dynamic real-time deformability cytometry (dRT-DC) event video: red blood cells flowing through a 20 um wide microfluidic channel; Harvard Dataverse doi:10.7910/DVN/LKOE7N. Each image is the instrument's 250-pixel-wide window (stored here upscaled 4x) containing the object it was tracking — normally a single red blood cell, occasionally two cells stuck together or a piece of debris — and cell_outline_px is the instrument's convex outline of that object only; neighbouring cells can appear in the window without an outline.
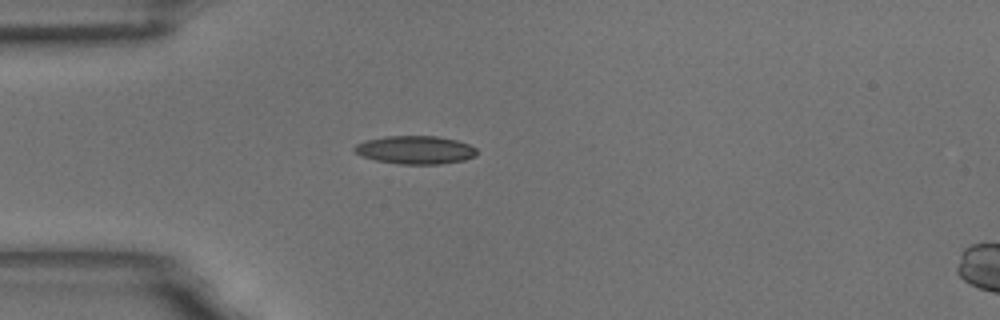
{"species": "common noctule bat (a hibernating species)", "species_latin": "Nyctalus noctula", "temperature_condition": "room temperature", "stored_images_in_passage": 31, "camera_frame_rate_fps": 3000, "um_per_image_px": 0.085, "animal": {"sex": "male", "body_mass_g": 18.8}, "frame": {"image": 1, "passage_image": 1, "time_ms": 0.0, "image_size_px": [1000, 320], "cell_outline_px": [[476, 156], [464, 160], [440, 164], [400, 164], [376, 160], [352, 152], [352, 148], [356, 144], [364, 140], [388, 136], [436, 136], [456, 140], [468, 144], [476, 148]], "centroid_in_image_um": [35.28, 12.74], "position_along_channel_um": 49.7, "area_um2": 20.11}}
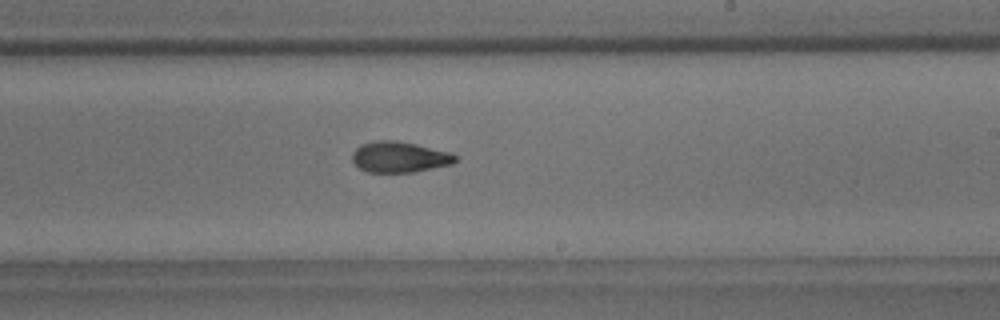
{"frame": {"image": 2, "passage_image": 19, "time_ms": 6.0, "image_size_px": [1000, 320], "cell_outline_px": [[456, 160], [452, 164], [412, 172], [368, 172], [360, 168], [352, 160], [352, 152], [360, 144], [376, 140], [396, 140], [416, 144], [448, 152], [456, 156]], "centroid_in_image_um": [33.91, 13.33], "position_along_channel_um": 255.1, "area_um2": 18.38}}
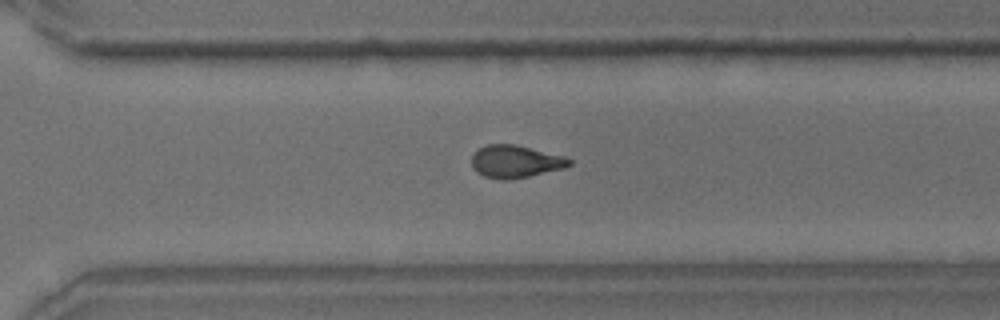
{"frame": {"image": 3, "passage_image": 25, "time_ms": 8.0, "image_size_px": [1000, 320], "cell_outline_px": [[572, 164], [564, 168], [528, 176], [508, 180], [500, 180], [484, 176], [476, 172], [472, 168], [472, 152], [488, 144], [516, 144], [564, 156], [572, 160]], "centroid_in_image_um": [43.79, 13.73], "position_along_channel_um": 326.8, "area_um2": 18.61}, "authors_computed_cell_mechanics": {"area_um2": 18.6694, "velocity_mm_per_s": 3.6019, "shape_relaxation_time_tau1_ms": 7.814, "shape_relaxation_time_tau2_ms": 3.9149, "deformation_change_tau1": 0.2013, "deformation_change_tau2": 0.1062}}